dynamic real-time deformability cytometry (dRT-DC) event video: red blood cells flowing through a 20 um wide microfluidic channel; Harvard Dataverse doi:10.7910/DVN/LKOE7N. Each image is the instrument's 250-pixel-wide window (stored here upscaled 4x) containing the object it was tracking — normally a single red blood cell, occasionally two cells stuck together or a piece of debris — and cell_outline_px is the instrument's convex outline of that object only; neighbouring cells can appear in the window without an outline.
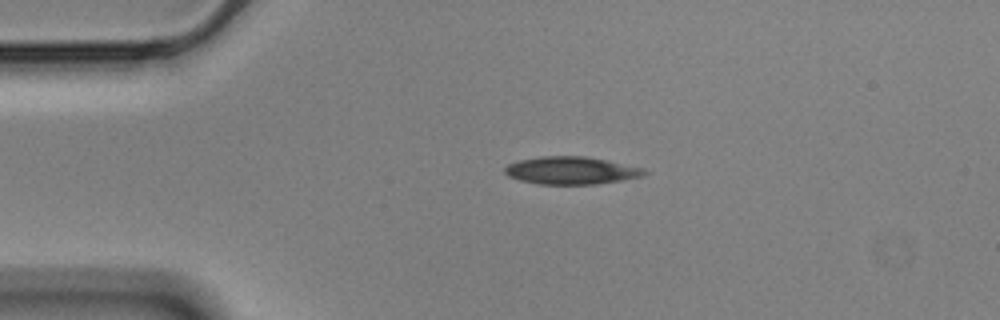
{"species": "Egyptian fruit bat (a non-hibernating species)", "species_latin": "Rousettus aegyptiacus", "temperature_condition": "cold", "stored_images_in_passage": 45, "camera_frame_rate_fps": 3000, "um_per_image_px": 0.085, "animal": {"sex": "male"}, "frame": {"image": 1, "passage_image": 1, "time_ms": 0.0, "image_size_px": [1000, 320], "cell_outline_px": [[648, 172], [644, 176], [596, 184], [540, 184], [520, 180], [508, 176], [504, 172], [504, 168], [508, 164], [520, 160], [540, 156], [584, 156], [644, 168]], "centroid_in_image_um": [48.53, 14.49], "position_along_channel_um": 36.5, "area_um2": 22.25}}
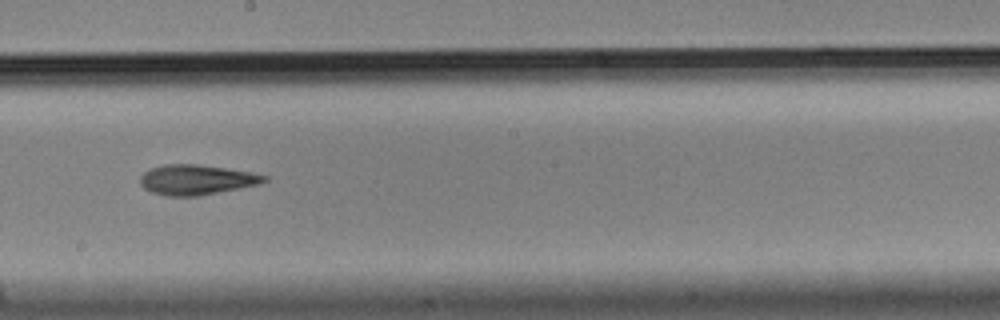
{"frame": {"image": 2, "passage_image": 20, "time_ms": 6.333, "image_size_px": [1000, 320], "cell_outline_px": [[268, 180], [260, 184], [200, 196], [168, 196], [152, 192], [144, 188], [140, 184], [140, 176], [148, 168], [164, 164], [196, 164], [252, 172], [268, 176]], "centroid_in_image_um": [16.69, 15.27], "position_along_channel_um": 231.5, "area_um2": 21.85}}
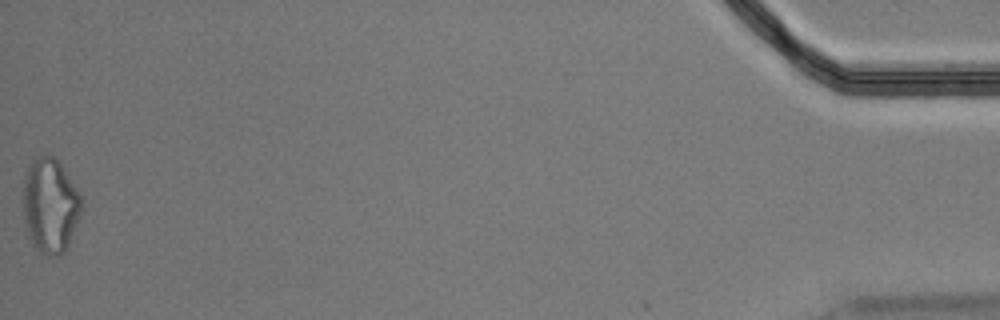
{"frame": {"image": 3, "passage_image": 45, "time_ms": 14.667, "image_size_px": [1000, 320], "cell_outline_px": [[84, 208], [68, 244], [64, 252], [56, 256], [48, 256], [40, 252], [32, 244], [28, 236], [20, 200], [24, 176], [28, 164], [36, 156], [56, 156], [80, 192], [84, 200]], "centroid_in_image_um": [4.25, 17.43], "position_along_channel_um": 430.9, "area_um2": 33.35}, "authors_computed_cell_mechanics": {"area_um2": 22.253, "velocity_mm_per_s": 3.571, "shape_relaxation_time_tau1_ms": 6.6256, "shape_relaxation_time_tau2_ms": 6.7172, "deformation_change_tau1": 0.1789, "deformation_change_tau2": 0.1817}}